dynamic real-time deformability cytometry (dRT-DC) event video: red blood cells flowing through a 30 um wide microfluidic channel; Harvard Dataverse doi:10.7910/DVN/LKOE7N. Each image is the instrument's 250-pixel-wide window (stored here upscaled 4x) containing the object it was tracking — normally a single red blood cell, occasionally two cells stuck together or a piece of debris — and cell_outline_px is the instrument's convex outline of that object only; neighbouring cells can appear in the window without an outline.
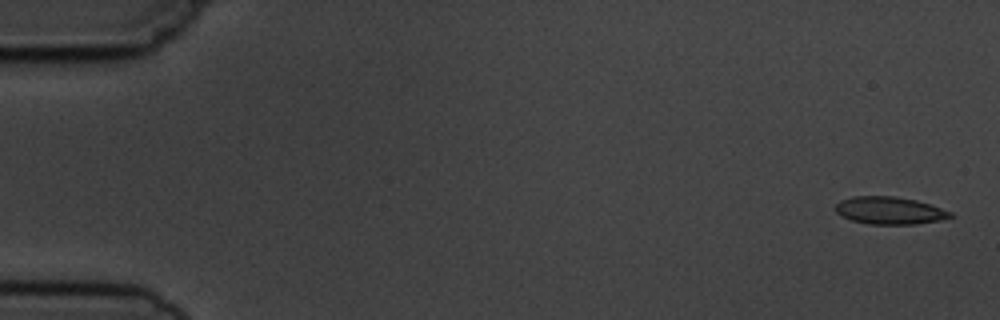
{"species": "common noctule bat (a hibernating species)", "species_latin": "Nyctalus noctula", "temperature_condition": "cold", "stored_images_in_passage": 5, "camera_frame_rate_fps": 3000, "um_per_image_px": 0.085, "animal": {"sex": "male", "body_mass_g": 19.5, "forearm_length_mm": 54.6}, "frame": {"image": 1, "passage_image": 1, "time_ms": 0.0, "image_size_px": [1000, 320], "cell_outline_px": [[956, 216], [940, 220], [916, 224], [868, 224], [852, 220], [836, 212], [836, 204], [840, 200], [852, 196], [896, 196], [916, 200], [952, 212]], "centroid_in_image_um": [75.63, 17.89], "position_along_channel_um": 9.4, "area_um2": 18.32}}